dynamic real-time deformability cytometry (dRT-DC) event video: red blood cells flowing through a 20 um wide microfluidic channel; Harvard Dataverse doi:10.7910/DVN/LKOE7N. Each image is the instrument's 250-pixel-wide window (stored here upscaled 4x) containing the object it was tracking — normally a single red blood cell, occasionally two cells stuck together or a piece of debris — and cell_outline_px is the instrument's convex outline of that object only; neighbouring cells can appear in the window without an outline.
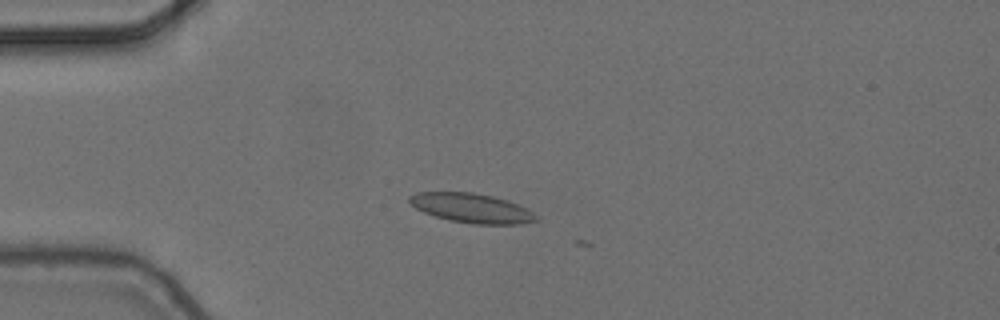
{"species": "common noctule bat (a hibernating species)", "species_latin": "Nyctalus noctula", "temperature_condition": "cold", "stored_images_in_passage": 6, "camera_frame_rate_fps": 3000, "um_per_image_px": 0.085, "animal": {"sex": "female", "body_mass_g": 24.6, "forearm_length_mm": 56.2}, "frame": {"image": 1, "passage_image": 4, "time_ms": 1.0, "image_size_px": [1000, 320], "cell_outline_px": [[540, 220], [520, 224], [472, 224], [448, 220], [424, 212], [416, 208], [408, 200], [408, 196], [416, 192], [472, 192], [492, 196], [508, 200], [540, 216]], "centroid_in_image_um": [40.1, 17.69], "position_along_channel_um": 44.9, "area_um2": 21.73}}